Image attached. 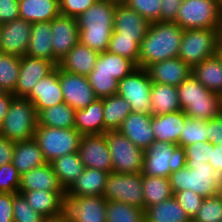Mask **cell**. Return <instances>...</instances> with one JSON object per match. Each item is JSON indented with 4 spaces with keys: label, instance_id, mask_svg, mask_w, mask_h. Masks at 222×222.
Masks as SVG:
<instances>
[{
    "label": "cell",
    "instance_id": "obj_1",
    "mask_svg": "<svg viewBox=\"0 0 222 222\" xmlns=\"http://www.w3.org/2000/svg\"><path fill=\"white\" fill-rule=\"evenodd\" d=\"M184 30L175 22H153L140 43L139 67L178 57Z\"/></svg>",
    "mask_w": 222,
    "mask_h": 222
},
{
    "label": "cell",
    "instance_id": "obj_2",
    "mask_svg": "<svg viewBox=\"0 0 222 222\" xmlns=\"http://www.w3.org/2000/svg\"><path fill=\"white\" fill-rule=\"evenodd\" d=\"M116 4L98 0L77 20L79 42L99 53L108 50L113 33Z\"/></svg>",
    "mask_w": 222,
    "mask_h": 222
},
{
    "label": "cell",
    "instance_id": "obj_3",
    "mask_svg": "<svg viewBox=\"0 0 222 222\" xmlns=\"http://www.w3.org/2000/svg\"><path fill=\"white\" fill-rule=\"evenodd\" d=\"M177 90L181 110L187 117L210 120L222 113L221 94L209 91L192 74Z\"/></svg>",
    "mask_w": 222,
    "mask_h": 222
},
{
    "label": "cell",
    "instance_id": "obj_4",
    "mask_svg": "<svg viewBox=\"0 0 222 222\" xmlns=\"http://www.w3.org/2000/svg\"><path fill=\"white\" fill-rule=\"evenodd\" d=\"M169 180L173 194L178 191L192 190L206 198L222 192L221 177L208 162L200 165H186L172 172Z\"/></svg>",
    "mask_w": 222,
    "mask_h": 222
},
{
    "label": "cell",
    "instance_id": "obj_5",
    "mask_svg": "<svg viewBox=\"0 0 222 222\" xmlns=\"http://www.w3.org/2000/svg\"><path fill=\"white\" fill-rule=\"evenodd\" d=\"M38 116L27 98L14 97L0 127V135L16 143L34 138Z\"/></svg>",
    "mask_w": 222,
    "mask_h": 222
},
{
    "label": "cell",
    "instance_id": "obj_6",
    "mask_svg": "<svg viewBox=\"0 0 222 222\" xmlns=\"http://www.w3.org/2000/svg\"><path fill=\"white\" fill-rule=\"evenodd\" d=\"M186 167L185 149L172 143L154 141L145 150L142 175L169 178L170 174Z\"/></svg>",
    "mask_w": 222,
    "mask_h": 222
},
{
    "label": "cell",
    "instance_id": "obj_7",
    "mask_svg": "<svg viewBox=\"0 0 222 222\" xmlns=\"http://www.w3.org/2000/svg\"><path fill=\"white\" fill-rule=\"evenodd\" d=\"M83 135L76 128H52L37 125L34 139L47 163L66 154L78 152Z\"/></svg>",
    "mask_w": 222,
    "mask_h": 222
},
{
    "label": "cell",
    "instance_id": "obj_8",
    "mask_svg": "<svg viewBox=\"0 0 222 222\" xmlns=\"http://www.w3.org/2000/svg\"><path fill=\"white\" fill-rule=\"evenodd\" d=\"M111 155L113 172L142 173L145 151L138 148L118 130L105 133Z\"/></svg>",
    "mask_w": 222,
    "mask_h": 222
},
{
    "label": "cell",
    "instance_id": "obj_9",
    "mask_svg": "<svg viewBox=\"0 0 222 222\" xmlns=\"http://www.w3.org/2000/svg\"><path fill=\"white\" fill-rule=\"evenodd\" d=\"M221 19L216 0H183L175 23L183 30L215 28Z\"/></svg>",
    "mask_w": 222,
    "mask_h": 222
},
{
    "label": "cell",
    "instance_id": "obj_10",
    "mask_svg": "<svg viewBox=\"0 0 222 222\" xmlns=\"http://www.w3.org/2000/svg\"><path fill=\"white\" fill-rule=\"evenodd\" d=\"M102 196L106 201L123 202L144 210L142 173L110 172Z\"/></svg>",
    "mask_w": 222,
    "mask_h": 222
},
{
    "label": "cell",
    "instance_id": "obj_11",
    "mask_svg": "<svg viewBox=\"0 0 222 222\" xmlns=\"http://www.w3.org/2000/svg\"><path fill=\"white\" fill-rule=\"evenodd\" d=\"M215 54V28L184 30L178 58L191 69Z\"/></svg>",
    "mask_w": 222,
    "mask_h": 222
},
{
    "label": "cell",
    "instance_id": "obj_12",
    "mask_svg": "<svg viewBox=\"0 0 222 222\" xmlns=\"http://www.w3.org/2000/svg\"><path fill=\"white\" fill-rule=\"evenodd\" d=\"M152 81L146 69L137 67L118 82L117 94L127 100L133 112L151 114Z\"/></svg>",
    "mask_w": 222,
    "mask_h": 222
},
{
    "label": "cell",
    "instance_id": "obj_13",
    "mask_svg": "<svg viewBox=\"0 0 222 222\" xmlns=\"http://www.w3.org/2000/svg\"><path fill=\"white\" fill-rule=\"evenodd\" d=\"M106 208L103 196H64L63 212L72 222H106Z\"/></svg>",
    "mask_w": 222,
    "mask_h": 222
},
{
    "label": "cell",
    "instance_id": "obj_14",
    "mask_svg": "<svg viewBox=\"0 0 222 222\" xmlns=\"http://www.w3.org/2000/svg\"><path fill=\"white\" fill-rule=\"evenodd\" d=\"M53 64L67 55L79 42V29L76 18L59 14L51 20Z\"/></svg>",
    "mask_w": 222,
    "mask_h": 222
},
{
    "label": "cell",
    "instance_id": "obj_15",
    "mask_svg": "<svg viewBox=\"0 0 222 222\" xmlns=\"http://www.w3.org/2000/svg\"><path fill=\"white\" fill-rule=\"evenodd\" d=\"M80 160L86 168L113 172L107 138L104 134L83 135L78 148Z\"/></svg>",
    "mask_w": 222,
    "mask_h": 222
},
{
    "label": "cell",
    "instance_id": "obj_16",
    "mask_svg": "<svg viewBox=\"0 0 222 222\" xmlns=\"http://www.w3.org/2000/svg\"><path fill=\"white\" fill-rule=\"evenodd\" d=\"M59 80L64 102L73 109H84L97 99L86 76L68 73L59 68Z\"/></svg>",
    "mask_w": 222,
    "mask_h": 222
},
{
    "label": "cell",
    "instance_id": "obj_17",
    "mask_svg": "<svg viewBox=\"0 0 222 222\" xmlns=\"http://www.w3.org/2000/svg\"><path fill=\"white\" fill-rule=\"evenodd\" d=\"M32 23L21 18L1 24L0 52L21 57L26 55Z\"/></svg>",
    "mask_w": 222,
    "mask_h": 222
},
{
    "label": "cell",
    "instance_id": "obj_18",
    "mask_svg": "<svg viewBox=\"0 0 222 222\" xmlns=\"http://www.w3.org/2000/svg\"><path fill=\"white\" fill-rule=\"evenodd\" d=\"M56 66L44 59L33 58L27 55L20 57V71L15 91V97H26L34 85L43 77L51 73Z\"/></svg>",
    "mask_w": 222,
    "mask_h": 222
},
{
    "label": "cell",
    "instance_id": "obj_19",
    "mask_svg": "<svg viewBox=\"0 0 222 222\" xmlns=\"http://www.w3.org/2000/svg\"><path fill=\"white\" fill-rule=\"evenodd\" d=\"M25 98L34 104L37 114L48 107L63 103L59 67L56 66L51 73L40 79Z\"/></svg>",
    "mask_w": 222,
    "mask_h": 222
},
{
    "label": "cell",
    "instance_id": "obj_20",
    "mask_svg": "<svg viewBox=\"0 0 222 222\" xmlns=\"http://www.w3.org/2000/svg\"><path fill=\"white\" fill-rule=\"evenodd\" d=\"M150 22L125 4L116 5L112 34L135 37L139 43L143 41L150 27Z\"/></svg>",
    "mask_w": 222,
    "mask_h": 222
},
{
    "label": "cell",
    "instance_id": "obj_21",
    "mask_svg": "<svg viewBox=\"0 0 222 222\" xmlns=\"http://www.w3.org/2000/svg\"><path fill=\"white\" fill-rule=\"evenodd\" d=\"M152 115L142 112H131L118 129L133 144L142 150H147L155 141L151 125Z\"/></svg>",
    "mask_w": 222,
    "mask_h": 222
},
{
    "label": "cell",
    "instance_id": "obj_22",
    "mask_svg": "<svg viewBox=\"0 0 222 222\" xmlns=\"http://www.w3.org/2000/svg\"><path fill=\"white\" fill-rule=\"evenodd\" d=\"M154 83L179 86L192 73V69L180 58L158 61L146 68Z\"/></svg>",
    "mask_w": 222,
    "mask_h": 222
},
{
    "label": "cell",
    "instance_id": "obj_23",
    "mask_svg": "<svg viewBox=\"0 0 222 222\" xmlns=\"http://www.w3.org/2000/svg\"><path fill=\"white\" fill-rule=\"evenodd\" d=\"M99 54V52L78 42L67 55L59 60L58 67L68 73L87 77L95 68Z\"/></svg>",
    "mask_w": 222,
    "mask_h": 222
},
{
    "label": "cell",
    "instance_id": "obj_24",
    "mask_svg": "<svg viewBox=\"0 0 222 222\" xmlns=\"http://www.w3.org/2000/svg\"><path fill=\"white\" fill-rule=\"evenodd\" d=\"M187 115L182 111L152 116L151 125L155 141L179 146V138Z\"/></svg>",
    "mask_w": 222,
    "mask_h": 222
},
{
    "label": "cell",
    "instance_id": "obj_25",
    "mask_svg": "<svg viewBox=\"0 0 222 222\" xmlns=\"http://www.w3.org/2000/svg\"><path fill=\"white\" fill-rule=\"evenodd\" d=\"M65 191L50 163L36 167L20 175L18 191Z\"/></svg>",
    "mask_w": 222,
    "mask_h": 222
},
{
    "label": "cell",
    "instance_id": "obj_26",
    "mask_svg": "<svg viewBox=\"0 0 222 222\" xmlns=\"http://www.w3.org/2000/svg\"><path fill=\"white\" fill-rule=\"evenodd\" d=\"M25 197L27 203L45 217L56 216L63 212L66 191H18Z\"/></svg>",
    "mask_w": 222,
    "mask_h": 222
},
{
    "label": "cell",
    "instance_id": "obj_27",
    "mask_svg": "<svg viewBox=\"0 0 222 222\" xmlns=\"http://www.w3.org/2000/svg\"><path fill=\"white\" fill-rule=\"evenodd\" d=\"M103 98L75 111V128L82 135L104 134Z\"/></svg>",
    "mask_w": 222,
    "mask_h": 222
},
{
    "label": "cell",
    "instance_id": "obj_28",
    "mask_svg": "<svg viewBox=\"0 0 222 222\" xmlns=\"http://www.w3.org/2000/svg\"><path fill=\"white\" fill-rule=\"evenodd\" d=\"M45 163L47 162L34 138L14 144L12 164L20 175Z\"/></svg>",
    "mask_w": 222,
    "mask_h": 222
},
{
    "label": "cell",
    "instance_id": "obj_29",
    "mask_svg": "<svg viewBox=\"0 0 222 222\" xmlns=\"http://www.w3.org/2000/svg\"><path fill=\"white\" fill-rule=\"evenodd\" d=\"M108 172L86 168L66 191L69 196H102Z\"/></svg>",
    "mask_w": 222,
    "mask_h": 222
},
{
    "label": "cell",
    "instance_id": "obj_30",
    "mask_svg": "<svg viewBox=\"0 0 222 222\" xmlns=\"http://www.w3.org/2000/svg\"><path fill=\"white\" fill-rule=\"evenodd\" d=\"M51 21L32 24L31 37L26 55L53 63Z\"/></svg>",
    "mask_w": 222,
    "mask_h": 222
},
{
    "label": "cell",
    "instance_id": "obj_31",
    "mask_svg": "<svg viewBox=\"0 0 222 222\" xmlns=\"http://www.w3.org/2000/svg\"><path fill=\"white\" fill-rule=\"evenodd\" d=\"M191 74L209 91L222 95V55L215 54L200 62Z\"/></svg>",
    "mask_w": 222,
    "mask_h": 222
},
{
    "label": "cell",
    "instance_id": "obj_32",
    "mask_svg": "<svg viewBox=\"0 0 222 222\" xmlns=\"http://www.w3.org/2000/svg\"><path fill=\"white\" fill-rule=\"evenodd\" d=\"M19 18L33 23L51 21L60 14L59 0H18Z\"/></svg>",
    "mask_w": 222,
    "mask_h": 222
},
{
    "label": "cell",
    "instance_id": "obj_33",
    "mask_svg": "<svg viewBox=\"0 0 222 222\" xmlns=\"http://www.w3.org/2000/svg\"><path fill=\"white\" fill-rule=\"evenodd\" d=\"M150 101L152 116L173 113L181 110L177 86L152 82Z\"/></svg>",
    "mask_w": 222,
    "mask_h": 222
},
{
    "label": "cell",
    "instance_id": "obj_34",
    "mask_svg": "<svg viewBox=\"0 0 222 222\" xmlns=\"http://www.w3.org/2000/svg\"><path fill=\"white\" fill-rule=\"evenodd\" d=\"M137 66L129 59L108 50L99 54L95 68L90 73H105L117 81L129 75Z\"/></svg>",
    "mask_w": 222,
    "mask_h": 222
},
{
    "label": "cell",
    "instance_id": "obj_35",
    "mask_svg": "<svg viewBox=\"0 0 222 222\" xmlns=\"http://www.w3.org/2000/svg\"><path fill=\"white\" fill-rule=\"evenodd\" d=\"M50 164L65 191L72 186L85 169L78 152L58 157L50 162Z\"/></svg>",
    "mask_w": 222,
    "mask_h": 222
},
{
    "label": "cell",
    "instance_id": "obj_36",
    "mask_svg": "<svg viewBox=\"0 0 222 222\" xmlns=\"http://www.w3.org/2000/svg\"><path fill=\"white\" fill-rule=\"evenodd\" d=\"M145 222H183L189 218L174 196L144 210Z\"/></svg>",
    "mask_w": 222,
    "mask_h": 222
},
{
    "label": "cell",
    "instance_id": "obj_37",
    "mask_svg": "<svg viewBox=\"0 0 222 222\" xmlns=\"http://www.w3.org/2000/svg\"><path fill=\"white\" fill-rule=\"evenodd\" d=\"M103 106L104 133L118 130L125 118L132 112L129 102L118 94L103 98Z\"/></svg>",
    "mask_w": 222,
    "mask_h": 222
},
{
    "label": "cell",
    "instance_id": "obj_38",
    "mask_svg": "<svg viewBox=\"0 0 222 222\" xmlns=\"http://www.w3.org/2000/svg\"><path fill=\"white\" fill-rule=\"evenodd\" d=\"M75 109L65 102L41 110L38 125L52 128H75Z\"/></svg>",
    "mask_w": 222,
    "mask_h": 222
},
{
    "label": "cell",
    "instance_id": "obj_39",
    "mask_svg": "<svg viewBox=\"0 0 222 222\" xmlns=\"http://www.w3.org/2000/svg\"><path fill=\"white\" fill-rule=\"evenodd\" d=\"M144 210L173 196L169 178L142 175Z\"/></svg>",
    "mask_w": 222,
    "mask_h": 222
},
{
    "label": "cell",
    "instance_id": "obj_40",
    "mask_svg": "<svg viewBox=\"0 0 222 222\" xmlns=\"http://www.w3.org/2000/svg\"><path fill=\"white\" fill-rule=\"evenodd\" d=\"M106 222H145V213L136 206L107 201Z\"/></svg>",
    "mask_w": 222,
    "mask_h": 222
},
{
    "label": "cell",
    "instance_id": "obj_41",
    "mask_svg": "<svg viewBox=\"0 0 222 222\" xmlns=\"http://www.w3.org/2000/svg\"><path fill=\"white\" fill-rule=\"evenodd\" d=\"M20 71V57L0 52V85L6 92L15 91Z\"/></svg>",
    "mask_w": 222,
    "mask_h": 222
},
{
    "label": "cell",
    "instance_id": "obj_42",
    "mask_svg": "<svg viewBox=\"0 0 222 222\" xmlns=\"http://www.w3.org/2000/svg\"><path fill=\"white\" fill-rule=\"evenodd\" d=\"M139 49L140 43L135 37L121 36V34H112L108 47L109 52L131 60L137 67H139Z\"/></svg>",
    "mask_w": 222,
    "mask_h": 222
},
{
    "label": "cell",
    "instance_id": "obj_43",
    "mask_svg": "<svg viewBox=\"0 0 222 222\" xmlns=\"http://www.w3.org/2000/svg\"><path fill=\"white\" fill-rule=\"evenodd\" d=\"M200 141L208 142L207 120L186 117L179 138V146L185 147Z\"/></svg>",
    "mask_w": 222,
    "mask_h": 222
},
{
    "label": "cell",
    "instance_id": "obj_44",
    "mask_svg": "<svg viewBox=\"0 0 222 222\" xmlns=\"http://www.w3.org/2000/svg\"><path fill=\"white\" fill-rule=\"evenodd\" d=\"M194 222H222V192L204 198Z\"/></svg>",
    "mask_w": 222,
    "mask_h": 222
},
{
    "label": "cell",
    "instance_id": "obj_45",
    "mask_svg": "<svg viewBox=\"0 0 222 222\" xmlns=\"http://www.w3.org/2000/svg\"><path fill=\"white\" fill-rule=\"evenodd\" d=\"M87 78L97 98L102 99L117 94L119 81L111 77V75L105 73H89Z\"/></svg>",
    "mask_w": 222,
    "mask_h": 222
},
{
    "label": "cell",
    "instance_id": "obj_46",
    "mask_svg": "<svg viewBox=\"0 0 222 222\" xmlns=\"http://www.w3.org/2000/svg\"><path fill=\"white\" fill-rule=\"evenodd\" d=\"M162 3V0H125L123 4L153 23L161 21Z\"/></svg>",
    "mask_w": 222,
    "mask_h": 222
},
{
    "label": "cell",
    "instance_id": "obj_47",
    "mask_svg": "<svg viewBox=\"0 0 222 222\" xmlns=\"http://www.w3.org/2000/svg\"><path fill=\"white\" fill-rule=\"evenodd\" d=\"M46 217L36 212L27 203L22 193H14L13 221L14 222H43Z\"/></svg>",
    "mask_w": 222,
    "mask_h": 222
},
{
    "label": "cell",
    "instance_id": "obj_48",
    "mask_svg": "<svg viewBox=\"0 0 222 222\" xmlns=\"http://www.w3.org/2000/svg\"><path fill=\"white\" fill-rule=\"evenodd\" d=\"M186 155V165H200L201 163L208 162L211 155V143L196 142L194 144L184 147Z\"/></svg>",
    "mask_w": 222,
    "mask_h": 222
},
{
    "label": "cell",
    "instance_id": "obj_49",
    "mask_svg": "<svg viewBox=\"0 0 222 222\" xmlns=\"http://www.w3.org/2000/svg\"><path fill=\"white\" fill-rule=\"evenodd\" d=\"M20 174L12 163L0 167V192L18 193Z\"/></svg>",
    "mask_w": 222,
    "mask_h": 222
},
{
    "label": "cell",
    "instance_id": "obj_50",
    "mask_svg": "<svg viewBox=\"0 0 222 222\" xmlns=\"http://www.w3.org/2000/svg\"><path fill=\"white\" fill-rule=\"evenodd\" d=\"M177 202L189 216L192 218L197 214L199 211L204 198L199 194H196L192 190H183L178 191L173 194Z\"/></svg>",
    "mask_w": 222,
    "mask_h": 222
},
{
    "label": "cell",
    "instance_id": "obj_51",
    "mask_svg": "<svg viewBox=\"0 0 222 222\" xmlns=\"http://www.w3.org/2000/svg\"><path fill=\"white\" fill-rule=\"evenodd\" d=\"M98 0H59L60 14L78 18Z\"/></svg>",
    "mask_w": 222,
    "mask_h": 222
},
{
    "label": "cell",
    "instance_id": "obj_52",
    "mask_svg": "<svg viewBox=\"0 0 222 222\" xmlns=\"http://www.w3.org/2000/svg\"><path fill=\"white\" fill-rule=\"evenodd\" d=\"M19 18L18 0H0V24Z\"/></svg>",
    "mask_w": 222,
    "mask_h": 222
},
{
    "label": "cell",
    "instance_id": "obj_53",
    "mask_svg": "<svg viewBox=\"0 0 222 222\" xmlns=\"http://www.w3.org/2000/svg\"><path fill=\"white\" fill-rule=\"evenodd\" d=\"M208 141L214 145H222V113L207 120Z\"/></svg>",
    "mask_w": 222,
    "mask_h": 222
},
{
    "label": "cell",
    "instance_id": "obj_54",
    "mask_svg": "<svg viewBox=\"0 0 222 222\" xmlns=\"http://www.w3.org/2000/svg\"><path fill=\"white\" fill-rule=\"evenodd\" d=\"M14 193L0 192V222L13 221Z\"/></svg>",
    "mask_w": 222,
    "mask_h": 222
},
{
    "label": "cell",
    "instance_id": "obj_55",
    "mask_svg": "<svg viewBox=\"0 0 222 222\" xmlns=\"http://www.w3.org/2000/svg\"><path fill=\"white\" fill-rule=\"evenodd\" d=\"M183 0H162L161 21L175 22Z\"/></svg>",
    "mask_w": 222,
    "mask_h": 222
},
{
    "label": "cell",
    "instance_id": "obj_56",
    "mask_svg": "<svg viewBox=\"0 0 222 222\" xmlns=\"http://www.w3.org/2000/svg\"><path fill=\"white\" fill-rule=\"evenodd\" d=\"M14 142L0 135V167L12 163Z\"/></svg>",
    "mask_w": 222,
    "mask_h": 222
},
{
    "label": "cell",
    "instance_id": "obj_57",
    "mask_svg": "<svg viewBox=\"0 0 222 222\" xmlns=\"http://www.w3.org/2000/svg\"><path fill=\"white\" fill-rule=\"evenodd\" d=\"M209 163L213 166L215 172L222 180V145H214L211 143V155Z\"/></svg>",
    "mask_w": 222,
    "mask_h": 222
},
{
    "label": "cell",
    "instance_id": "obj_58",
    "mask_svg": "<svg viewBox=\"0 0 222 222\" xmlns=\"http://www.w3.org/2000/svg\"><path fill=\"white\" fill-rule=\"evenodd\" d=\"M14 97L15 96L10 92H6L0 96V127L2 126L3 120Z\"/></svg>",
    "mask_w": 222,
    "mask_h": 222
},
{
    "label": "cell",
    "instance_id": "obj_59",
    "mask_svg": "<svg viewBox=\"0 0 222 222\" xmlns=\"http://www.w3.org/2000/svg\"><path fill=\"white\" fill-rule=\"evenodd\" d=\"M216 54L222 55V19L215 27Z\"/></svg>",
    "mask_w": 222,
    "mask_h": 222
},
{
    "label": "cell",
    "instance_id": "obj_60",
    "mask_svg": "<svg viewBox=\"0 0 222 222\" xmlns=\"http://www.w3.org/2000/svg\"><path fill=\"white\" fill-rule=\"evenodd\" d=\"M43 222H72L68 216L62 212L56 216L46 217Z\"/></svg>",
    "mask_w": 222,
    "mask_h": 222
},
{
    "label": "cell",
    "instance_id": "obj_61",
    "mask_svg": "<svg viewBox=\"0 0 222 222\" xmlns=\"http://www.w3.org/2000/svg\"><path fill=\"white\" fill-rule=\"evenodd\" d=\"M102 1L111 2V3L116 4V5L122 4V3L125 2V0H102Z\"/></svg>",
    "mask_w": 222,
    "mask_h": 222
},
{
    "label": "cell",
    "instance_id": "obj_62",
    "mask_svg": "<svg viewBox=\"0 0 222 222\" xmlns=\"http://www.w3.org/2000/svg\"><path fill=\"white\" fill-rule=\"evenodd\" d=\"M216 2H217L219 11L222 14V0H216Z\"/></svg>",
    "mask_w": 222,
    "mask_h": 222
},
{
    "label": "cell",
    "instance_id": "obj_63",
    "mask_svg": "<svg viewBox=\"0 0 222 222\" xmlns=\"http://www.w3.org/2000/svg\"><path fill=\"white\" fill-rule=\"evenodd\" d=\"M5 93H6L5 89L0 85V96Z\"/></svg>",
    "mask_w": 222,
    "mask_h": 222
},
{
    "label": "cell",
    "instance_id": "obj_64",
    "mask_svg": "<svg viewBox=\"0 0 222 222\" xmlns=\"http://www.w3.org/2000/svg\"><path fill=\"white\" fill-rule=\"evenodd\" d=\"M183 222H194L192 218L186 220V221H183Z\"/></svg>",
    "mask_w": 222,
    "mask_h": 222
}]
</instances>
